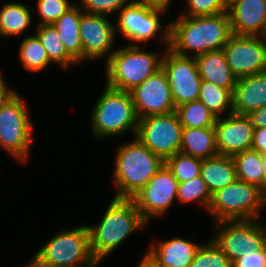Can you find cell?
I'll return each instance as SVG.
<instances>
[{"label":"cell","mask_w":266,"mask_h":267,"mask_svg":"<svg viewBox=\"0 0 266 267\" xmlns=\"http://www.w3.org/2000/svg\"><path fill=\"white\" fill-rule=\"evenodd\" d=\"M163 29L161 40L174 53L193 57L220 50L232 35L228 12L216 15L189 17L179 16ZM186 51H193L188 54Z\"/></svg>","instance_id":"6da1fadb"},{"label":"cell","mask_w":266,"mask_h":267,"mask_svg":"<svg viewBox=\"0 0 266 267\" xmlns=\"http://www.w3.org/2000/svg\"><path fill=\"white\" fill-rule=\"evenodd\" d=\"M146 224L132 199L113 197L101 221L87 225L93 258L100 264L131 233Z\"/></svg>","instance_id":"7a4b0ae2"},{"label":"cell","mask_w":266,"mask_h":267,"mask_svg":"<svg viewBox=\"0 0 266 267\" xmlns=\"http://www.w3.org/2000/svg\"><path fill=\"white\" fill-rule=\"evenodd\" d=\"M114 164L115 198L131 199L165 165L137 138L119 146Z\"/></svg>","instance_id":"3957f363"},{"label":"cell","mask_w":266,"mask_h":267,"mask_svg":"<svg viewBox=\"0 0 266 267\" xmlns=\"http://www.w3.org/2000/svg\"><path fill=\"white\" fill-rule=\"evenodd\" d=\"M106 62V85L131 91L161 69L162 55L128 45L113 51Z\"/></svg>","instance_id":"277c9868"},{"label":"cell","mask_w":266,"mask_h":267,"mask_svg":"<svg viewBox=\"0 0 266 267\" xmlns=\"http://www.w3.org/2000/svg\"><path fill=\"white\" fill-rule=\"evenodd\" d=\"M92 111L91 132L97 138H109L130 130L136 134L138 117L130 92L105 85Z\"/></svg>","instance_id":"5b68a950"},{"label":"cell","mask_w":266,"mask_h":267,"mask_svg":"<svg viewBox=\"0 0 266 267\" xmlns=\"http://www.w3.org/2000/svg\"><path fill=\"white\" fill-rule=\"evenodd\" d=\"M266 209V195L255 185L236 179L212 194L208 208L214 222L220 220H251Z\"/></svg>","instance_id":"8992f818"},{"label":"cell","mask_w":266,"mask_h":267,"mask_svg":"<svg viewBox=\"0 0 266 267\" xmlns=\"http://www.w3.org/2000/svg\"><path fill=\"white\" fill-rule=\"evenodd\" d=\"M34 256L47 267H97L90 249L88 227L59 231Z\"/></svg>","instance_id":"52a82bcc"},{"label":"cell","mask_w":266,"mask_h":267,"mask_svg":"<svg viewBox=\"0 0 266 267\" xmlns=\"http://www.w3.org/2000/svg\"><path fill=\"white\" fill-rule=\"evenodd\" d=\"M27 111L18 93L0 109V147L19 162L28 160L33 141L34 128Z\"/></svg>","instance_id":"ba28073f"},{"label":"cell","mask_w":266,"mask_h":267,"mask_svg":"<svg viewBox=\"0 0 266 267\" xmlns=\"http://www.w3.org/2000/svg\"><path fill=\"white\" fill-rule=\"evenodd\" d=\"M258 220L217 221L214 224L217 231H220L212 240L231 262L241 256L258 252L266 245V226L258 223Z\"/></svg>","instance_id":"9c48e42d"},{"label":"cell","mask_w":266,"mask_h":267,"mask_svg":"<svg viewBox=\"0 0 266 267\" xmlns=\"http://www.w3.org/2000/svg\"><path fill=\"white\" fill-rule=\"evenodd\" d=\"M183 126L176 112L138 119L137 138L164 161L180 152Z\"/></svg>","instance_id":"30bf717a"},{"label":"cell","mask_w":266,"mask_h":267,"mask_svg":"<svg viewBox=\"0 0 266 267\" xmlns=\"http://www.w3.org/2000/svg\"><path fill=\"white\" fill-rule=\"evenodd\" d=\"M161 68L166 73L176 107L198 100L202 79L193 56L178 55L167 47Z\"/></svg>","instance_id":"8fae6325"},{"label":"cell","mask_w":266,"mask_h":267,"mask_svg":"<svg viewBox=\"0 0 266 267\" xmlns=\"http://www.w3.org/2000/svg\"><path fill=\"white\" fill-rule=\"evenodd\" d=\"M223 50L237 79L266 72L265 37L232 34Z\"/></svg>","instance_id":"7c38bea8"},{"label":"cell","mask_w":266,"mask_h":267,"mask_svg":"<svg viewBox=\"0 0 266 267\" xmlns=\"http://www.w3.org/2000/svg\"><path fill=\"white\" fill-rule=\"evenodd\" d=\"M178 183L172 172L164 165L131 198L147 223L151 218L167 213L173 201L177 200Z\"/></svg>","instance_id":"4fadbf2b"},{"label":"cell","mask_w":266,"mask_h":267,"mask_svg":"<svg viewBox=\"0 0 266 267\" xmlns=\"http://www.w3.org/2000/svg\"><path fill=\"white\" fill-rule=\"evenodd\" d=\"M165 12L134 0L130 1L119 12L115 33L119 31L126 39L133 41L128 45L138 46L137 43L149 41L157 36L159 30H162L163 26L159 17Z\"/></svg>","instance_id":"5bb4252c"},{"label":"cell","mask_w":266,"mask_h":267,"mask_svg":"<svg viewBox=\"0 0 266 267\" xmlns=\"http://www.w3.org/2000/svg\"><path fill=\"white\" fill-rule=\"evenodd\" d=\"M129 92L138 119L176 111L170 85L162 68Z\"/></svg>","instance_id":"9a60e30c"},{"label":"cell","mask_w":266,"mask_h":267,"mask_svg":"<svg viewBox=\"0 0 266 267\" xmlns=\"http://www.w3.org/2000/svg\"><path fill=\"white\" fill-rule=\"evenodd\" d=\"M104 14L83 13L79 23V34L82 43L83 60L100 59L106 54L107 60L116 37L115 25Z\"/></svg>","instance_id":"2e32d148"},{"label":"cell","mask_w":266,"mask_h":267,"mask_svg":"<svg viewBox=\"0 0 266 267\" xmlns=\"http://www.w3.org/2000/svg\"><path fill=\"white\" fill-rule=\"evenodd\" d=\"M214 128L219 155L234 156L252 150L254 126L246 115L231 113L219 117Z\"/></svg>","instance_id":"e0dca14e"},{"label":"cell","mask_w":266,"mask_h":267,"mask_svg":"<svg viewBox=\"0 0 266 267\" xmlns=\"http://www.w3.org/2000/svg\"><path fill=\"white\" fill-rule=\"evenodd\" d=\"M232 34L263 36L266 32V0H236L229 8Z\"/></svg>","instance_id":"ac0fdd59"},{"label":"cell","mask_w":266,"mask_h":267,"mask_svg":"<svg viewBox=\"0 0 266 267\" xmlns=\"http://www.w3.org/2000/svg\"><path fill=\"white\" fill-rule=\"evenodd\" d=\"M151 244L146 255L157 267H189L200 243L174 237Z\"/></svg>","instance_id":"d6986e66"},{"label":"cell","mask_w":266,"mask_h":267,"mask_svg":"<svg viewBox=\"0 0 266 267\" xmlns=\"http://www.w3.org/2000/svg\"><path fill=\"white\" fill-rule=\"evenodd\" d=\"M233 113L247 115L266 106V72L238 78L232 93Z\"/></svg>","instance_id":"ffe728a7"},{"label":"cell","mask_w":266,"mask_h":267,"mask_svg":"<svg viewBox=\"0 0 266 267\" xmlns=\"http://www.w3.org/2000/svg\"><path fill=\"white\" fill-rule=\"evenodd\" d=\"M194 58L203 81L211 82L222 88L234 89L237 78L229 68L223 49L203 53Z\"/></svg>","instance_id":"44dd1931"},{"label":"cell","mask_w":266,"mask_h":267,"mask_svg":"<svg viewBox=\"0 0 266 267\" xmlns=\"http://www.w3.org/2000/svg\"><path fill=\"white\" fill-rule=\"evenodd\" d=\"M83 13L80 5L77 7V4H74L52 24L57 30L66 51L77 63L83 60L82 43L79 34V23Z\"/></svg>","instance_id":"7402d4cb"},{"label":"cell","mask_w":266,"mask_h":267,"mask_svg":"<svg viewBox=\"0 0 266 267\" xmlns=\"http://www.w3.org/2000/svg\"><path fill=\"white\" fill-rule=\"evenodd\" d=\"M200 176L208 186L211 194L233 183L237 178L232 156L218 154L209 159H203Z\"/></svg>","instance_id":"603a6c76"},{"label":"cell","mask_w":266,"mask_h":267,"mask_svg":"<svg viewBox=\"0 0 266 267\" xmlns=\"http://www.w3.org/2000/svg\"><path fill=\"white\" fill-rule=\"evenodd\" d=\"M180 152L200 159L218 155L214 127H183Z\"/></svg>","instance_id":"cb8c5ba5"},{"label":"cell","mask_w":266,"mask_h":267,"mask_svg":"<svg viewBox=\"0 0 266 267\" xmlns=\"http://www.w3.org/2000/svg\"><path fill=\"white\" fill-rule=\"evenodd\" d=\"M32 13L22 3H6L0 10V36L21 35L31 25Z\"/></svg>","instance_id":"d4e9b609"},{"label":"cell","mask_w":266,"mask_h":267,"mask_svg":"<svg viewBox=\"0 0 266 267\" xmlns=\"http://www.w3.org/2000/svg\"><path fill=\"white\" fill-rule=\"evenodd\" d=\"M233 90L222 88L211 82L202 80L198 100L219 118L225 112L227 113L225 116L233 113Z\"/></svg>","instance_id":"484cf974"},{"label":"cell","mask_w":266,"mask_h":267,"mask_svg":"<svg viewBox=\"0 0 266 267\" xmlns=\"http://www.w3.org/2000/svg\"><path fill=\"white\" fill-rule=\"evenodd\" d=\"M35 35L39 38L41 44L47 51L49 60L61 65L62 69L67 70L71 64L78 63L68 54L63 43L60 40L57 30L52 24L40 25L36 27ZM70 65V66H69Z\"/></svg>","instance_id":"4316f807"},{"label":"cell","mask_w":266,"mask_h":267,"mask_svg":"<svg viewBox=\"0 0 266 267\" xmlns=\"http://www.w3.org/2000/svg\"><path fill=\"white\" fill-rule=\"evenodd\" d=\"M236 178L255 185L263 192V166L261 154L254 150L243 151L232 156Z\"/></svg>","instance_id":"83f0119b"},{"label":"cell","mask_w":266,"mask_h":267,"mask_svg":"<svg viewBox=\"0 0 266 267\" xmlns=\"http://www.w3.org/2000/svg\"><path fill=\"white\" fill-rule=\"evenodd\" d=\"M19 56L25 70L40 72L52 62L39 38L34 34L23 38L20 44Z\"/></svg>","instance_id":"f1b7e54d"},{"label":"cell","mask_w":266,"mask_h":267,"mask_svg":"<svg viewBox=\"0 0 266 267\" xmlns=\"http://www.w3.org/2000/svg\"><path fill=\"white\" fill-rule=\"evenodd\" d=\"M180 123L187 128L214 127L217 117L199 100L176 107Z\"/></svg>","instance_id":"f546056e"},{"label":"cell","mask_w":266,"mask_h":267,"mask_svg":"<svg viewBox=\"0 0 266 267\" xmlns=\"http://www.w3.org/2000/svg\"><path fill=\"white\" fill-rule=\"evenodd\" d=\"M177 200L185 204L198 202L208 210L212 194L201 176H198L186 182L178 183Z\"/></svg>","instance_id":"4dcf8cb0"},{"label":"cell","mask_w":266,"mask_h":267,"mask_svg":"<svg viewBox=\"0 0 266 267\" xmlns=\"http://www.w3.org/2000/svg\"><path fill=\"white\" fill-rule=\"evenodd\" d=\"M201 164L202 159L192 157L182 152H177L175 155L165 160V165L179 183L200 176Z\"/></svg>","instance_id":"1f68e13d"},{"label":"cell","mask_w":266,"mask_h":267,"mask_svg":"<svg viewBox=\"0 0 266 267\" xmlns=\"http://www.w3.org/2000/svg\"><path fill=\"white\" fill-rule=\"evenodd\" d=\"M189 267H232V262L211 239L200 245Z\"/></svg>","instance_id":"d6a6232c"},{"label":"cell","mask_w":266,"mask_h":267,"mask_svg":"<svg viewBox=\"0 0 266 267\" xmlns=\"http://www.w3.org/2000/svg\"><path fill=\"white\" fill-rule=\"evenodd\" d=\"M37 9L41 17L40 25H50L64 15L74 4L68 0H37Z\"/></svg>","instance_id":"836d02e7"},{"label":"cell","mask_w":266,"mask_h":267,"mask_svg":"<svg viewBox=\"0 0 266 267\" xmlns=\"http://www.w3.org/2000/svg\"><path fill=\"white\" fill-rule=\"evenodd\" d=\"M188 12L182 16L202 17L228 12L221 0H187Z\"/></svg>","instance_id":"e575fe53"},{"label":"cell","mask_w":266,"mask_h":267,"mask_svg":"<svg viewBox=\"0 0 266 267\" xmlns=\"http://www.w3.org/2000/svg\"><path fill=\"white\" fill-rule=\"evenodd\" d=\"M82 11L88 14L109 15L128 5V0H81Z\"/></svg>","instance_id":"d590c367"},{"label":"cell","mask_w":266,"mask_h":267,"mask_svg":"<svg viewBox=\"0 0 266 267\" xmlns=\"http://www.w3.org/2000/svg\"><path fill=\"white\" fill-rule=\"evenodd\" d=\"M232 267H266V245L258 252L235 259Z\"/></svg>","instance_id":"8d00e7d4"},{"label":"cell","mask_w":266,"mask_h":267,"mask_svg":"<svg viewBox=\"0 0 266 267\" xmlns=\"http://www.w3.org/2000/svg\"><path fill=\"white\" fill-rule=\"evenodd\" d=\"M252 150L266 153V128H254Z\"/></svg>","instance_id":"74e56055"},{"label":"cell","mask_w":266,"mask_h":267,"mask_svg":"<svg viewBox=\"0 0 266 267\" xmlns=\"http://www.w3.org/2000/svg\"><path fill=\"white\" fill-rule=\"evenodd\" d=\"M254 128H266V106L258 108L246 115Z\"/></svg>","instance_id":"f35d334b"},{"label":"cell","mask_w":266,"mask_h":267,"mask_svg":"<svg viewBox=\"0 0 266 267\" xmlns=\"http://www.w3.org/2000/svg\"><path fill=\"white\" fill-rule=\"evenodd\" d=\"M16 90H12L6 85L5 79L0 73V109L6 104V102L16 94Z\"/></svg>","instance_id":"ab89813d"},{"label":"cell","mask_w":266,"mask_h":267,"mask_svg":"<svg viewBox=\"0 0 266 267\" xmlns=\"http://www.w3.org/2000/svg\"><path fill=\"white\" fill-rule=\"evenodd\" d=\"M137 1L139 3H142L143 5L146 6H150L152 8H156V9H162L164 11L167 10V8L169 7V3L172 2V0H134Z\"/></svg>","instance_id":"60d3db41"},{"label":"cell","mask_w":266,"mask_h":267,"mask_svg":"<svg viewBox=\"0 0 266 267\" xmlns=\"http://www.w3.org/2000/svg\"><path fill=\"white\" fill-rule=\"evenodd\" d=\"M262 166H263V193L266 195V153L261 154Z\"/></svg>","instance_id":"b9f144b4"},{"label":"cell","mask_w":266,"mask_h":267,"mask_svg":"<svg viewBox=\"0 0 266 267\" xmlns=\"http://www.w3.org/2000/svg\"><path fill=\"white\" fill-rule=\"evenodd\" d=\"M21 267H47V266L42 264L35 256H33L30 262L26 264V266H21Z\"/></svg>","instance_id":"7bdbcfd3"},{"label":"cell","mask_w":266,"mask_h":267,"mask_svg":"<svg viewBox=\"0 0 266 267\" xmlns=\"http://www.w3.org/2000/svg\"><path fill=\"white\" fill-rule=\"evenodd\" d=\"M138 267H157V266L146 255H144Z\"/></svg>","instance_id":"ee69618b"},{"label":"cell","mask_w":266,"mask_h":267,"mask_svg":"<svg viewBox=\"0 0 266 267\" xmlns=\"http://www.w3.org/2000/svg\"><path fill=\"white\" fill-rule=\"evenodd\" d=\"M222 3L229 8L236 0H221Z\"/></svg>","instance_id":"f6af8a7d"}]
</instances>
